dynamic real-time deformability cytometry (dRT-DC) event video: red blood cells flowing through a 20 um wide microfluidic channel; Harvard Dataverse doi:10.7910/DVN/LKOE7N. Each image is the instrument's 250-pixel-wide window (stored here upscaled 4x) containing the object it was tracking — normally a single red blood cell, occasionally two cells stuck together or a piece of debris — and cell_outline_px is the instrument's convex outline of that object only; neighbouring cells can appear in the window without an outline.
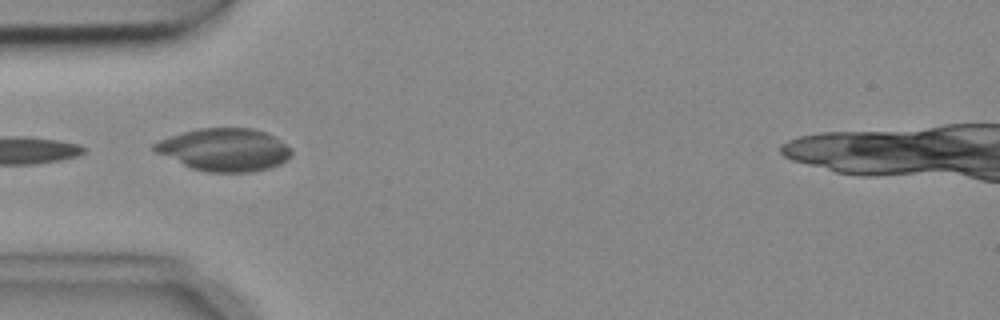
{"species": "common noctule bat (a hibernating species)", "species_latin": "Nyctalus noctula", "temperature_condition": "cold", "stored_images_in_passage": 5, "camera_frame_rate_fps": 3000, "um_per_image_px": 0.085, "animal": {"sex": "female", "body_mass_g": 18.4}, "frame": {"image": 1, "passage_image": 3, "time_ms": 0.667, "image_size_px": [1000, 320], "cell_outline_px": [[292, 152], [280, 164], [268, 168], [252, 172], [208, 172], [192, 168], [156, 152], [152, 148], [152, 144], [160, 140], [184, 132], [200, 128], [252, 128], [268, 132], [292, 148]], "centroid_in_image_um": [19.1, 12.72], "position_along_channel_um": 65.9, "area_um2": 33.81}}
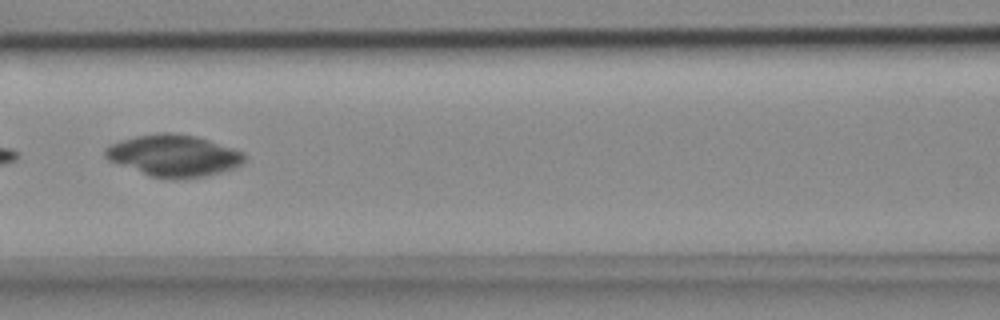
{"frame": {"image": 2, "passage_image": 5, "time_ms": 1.333, "image_size_px": [1000, 320], "cell_outline_px": [[244, 160], [240, 164], [232, 168], [220, 172], [204, 176], [152, 176], [108, 160], [104, 156], [104, 148], [120, 140], [136, 136], [160, 132], [172, 132], [196, 136], [244, 152]], "centroid_in_image_um": [14.73, 13.17], "position_along_channel_um": 151.9, "area_um2": 32.77}}